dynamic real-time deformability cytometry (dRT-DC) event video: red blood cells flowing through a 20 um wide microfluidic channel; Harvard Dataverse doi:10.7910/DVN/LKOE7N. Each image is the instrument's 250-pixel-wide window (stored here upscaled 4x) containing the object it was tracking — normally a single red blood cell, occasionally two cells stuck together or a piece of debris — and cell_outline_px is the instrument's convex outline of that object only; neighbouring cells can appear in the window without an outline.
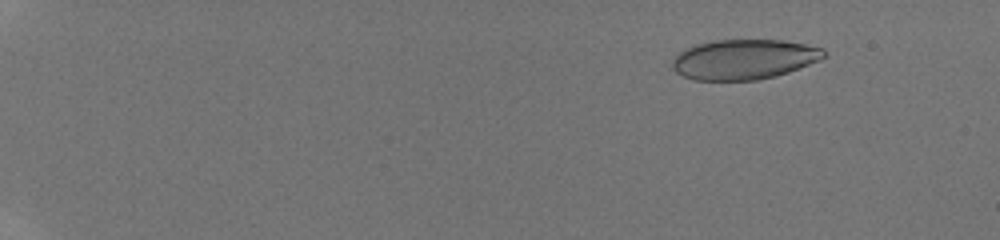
{"species": "human", "species_latin": "Homo sapiens", "temperature_condition": "room temperature", "stored_images_in_passage": 48, "camera_frame_rate_fps": 3000, "um_per_image_px": 0.085, "donor": {"sex": "male"}, "frame": {"image": 1, "passage_image": 7, "time_ms": 2.333, "image_size_px": [1000, 240], "cell_outline_px": [[828, 56], [820, 60], [788, 72], [776, 76], [756, 80], [692, 80], [676, 72], [672, 68], [672, 60], [684, 48], [696, 44], [716, 40], [780, 40], [804, 44], [824, 48]], "centroid_in_image_um": [63.25, 5.04], "position_along_channel_um": 21.8, "area_um2": 35.43}}
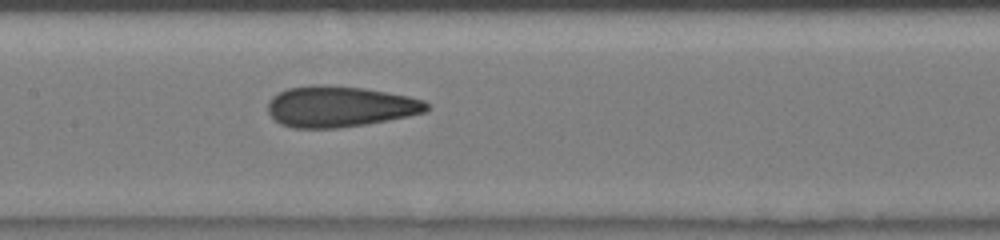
{"frame": {"image": 2, "passage_image": 28, "time_ms": 10.0, "image_size_px": [1000, 240], "cell_outline_px": [[432, 108], [424, 112], [408, 116], [388, 120], [364, 124], [336, 128], [292, 128], [280, 124], [268, 112], [268, 100], [272, 96], [288, 88], [316, 84], [320, 84], [364, 88], [388, 92], [408, 96], [424, 100]], "centroid_in_image_um": [28.88, 9.05], "position_along_channel_um": 178.5, "area_um2": 37.92}}
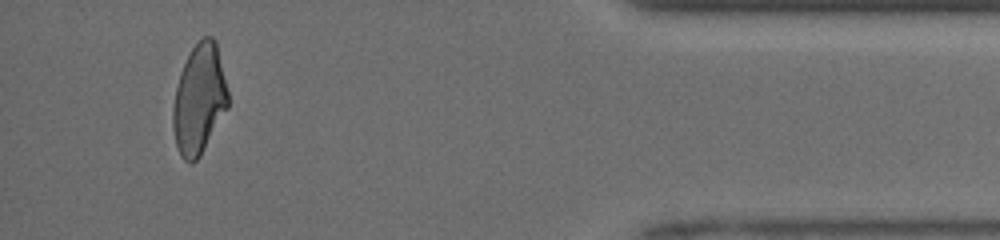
{"frame": {"image": 3, "passage_image": 46, "time_ms": 16.667, "image_size_px": [1000, 240], "cell_outline_px": [[228, 108], [200, 156], [192, 164], [184, 160], [180, 156], [176, 144], [172, 128], [172, 108], [176, 88], [180, 72], [192, 48], [204, 36], [212, 36], [216, 40], [228, 92]], "centroid_in_image_um": [16.92, 8.46], "position_along_channel_um": 418.3, "area_um2": 35.26}, "authors_computed_cell_mechanics": {"area_um2": 36.5296, "velocity_mm_per_s": 4.2148, "shape_relaxation_time_tau1_ms": 11.349, "shape_relaxation_time_tau2_ms": 1.1443, "deformation_change_tau1": 0.2495, "deformation_change_tau2": 0.0864}}